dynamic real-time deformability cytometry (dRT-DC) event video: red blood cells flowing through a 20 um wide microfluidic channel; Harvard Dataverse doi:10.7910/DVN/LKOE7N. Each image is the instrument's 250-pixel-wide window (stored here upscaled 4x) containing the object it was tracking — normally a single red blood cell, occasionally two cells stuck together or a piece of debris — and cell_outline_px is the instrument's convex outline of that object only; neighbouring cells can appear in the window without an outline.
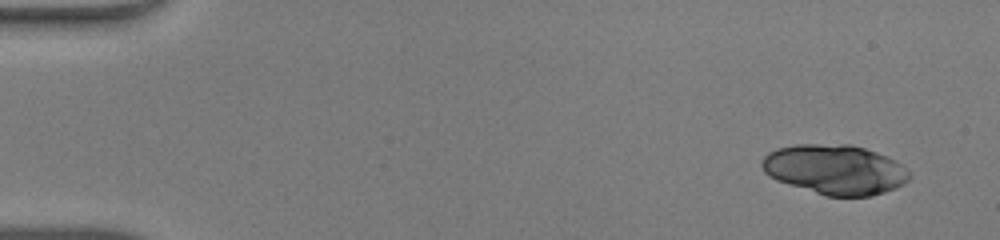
{"species": "human", "species_latin": "Homo sapiens", "temperature_condition": "warm", "stored_images_in_passage": 45, "segment_of_instrument_passage": [1, 2], "camera_frame_rate_fps": 3000, "um_per_image_px": 0.085, "donor": {"sex": "male"}, "frame": {"image": 1, "passage_image": 1, "time_ms": 0.0, "image_size_px": [1000, 240], "cell_outline_px": [[912, 176], [904, 184], [896, 188], [872, 196], [824, 196], [776, 180], [768, 176], [764, 172], [760, 164], [760, 160], [768, 152], [776, 148], [796, 144], [852, 144], [876, 152], [896, 160], [912, 172]], "centroid_in_image_um": [70.97, 14.41], "position_along_channel_um": 14.0, "area_um2": 43.35}}
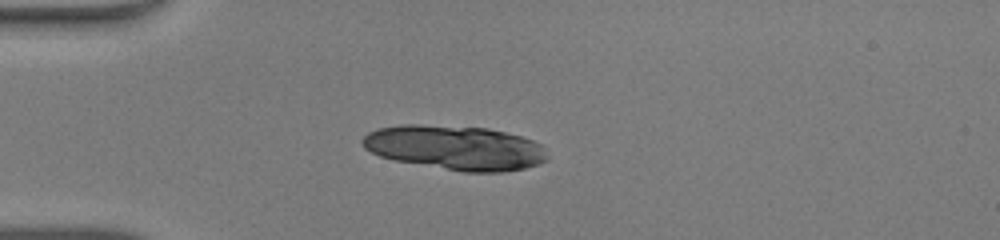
{"frame": {"image": 2, "passage_image": 11, "time_ms": 3.333, "image_size_px": [1000, 240], "cell_outline_px": [[548, 160], [540, 164], [524, 168], [504, 172], [464, 172], [396, 160], [380, 156], [364, 148], [360, 140], [368, 132], [380, 128], [400, 124], [420, 124], [488, 128], [520, 136], [532, 140], [540, 144], [544, 148], [548, 156]], "centroid_in_image_um": [38.7, 12.55], "position_along_channel_um": 46.3, "area_um2": 47.92}}